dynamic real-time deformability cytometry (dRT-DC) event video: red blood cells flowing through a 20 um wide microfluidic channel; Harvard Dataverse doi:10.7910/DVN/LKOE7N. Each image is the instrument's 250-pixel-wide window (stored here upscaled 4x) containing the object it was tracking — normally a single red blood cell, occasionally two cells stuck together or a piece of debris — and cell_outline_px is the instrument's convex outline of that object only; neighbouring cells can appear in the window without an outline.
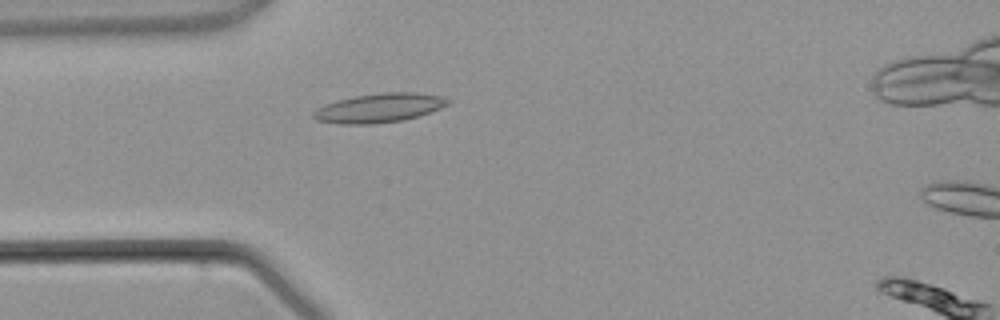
{"species": "common noctule bat (a hibernating species)", "species_latin": "Nyctalus noctula", "temperature_condition": "warm", "stored_images_in_passage": 4, "camera_frame_rate_fps": 3000, "um_per_image_px": 0.085, "animal": {"sex": "male", "body_mass_g": 21.5, "forearm_length_mm": 52.0}, "frame": {"image": 1, "passage_image": 3, "time_ms": 2.667, "image_size_px": [1000, 320], "cell_outline_px": [[452, 100], [448, 104], [440, 108], [420, 116], [404, 120], [376, 124], [340, 124], [316, 120], [312, 116], [312, 112], [316, 108], [324, 104], [336, 100], [356, 96], [384, 92], [412, 92], [444, 96]], "centroid_in_image_um": [32.23, 9.18], "position_along_channel_um": 52.8, "area_um2": 23.06}}